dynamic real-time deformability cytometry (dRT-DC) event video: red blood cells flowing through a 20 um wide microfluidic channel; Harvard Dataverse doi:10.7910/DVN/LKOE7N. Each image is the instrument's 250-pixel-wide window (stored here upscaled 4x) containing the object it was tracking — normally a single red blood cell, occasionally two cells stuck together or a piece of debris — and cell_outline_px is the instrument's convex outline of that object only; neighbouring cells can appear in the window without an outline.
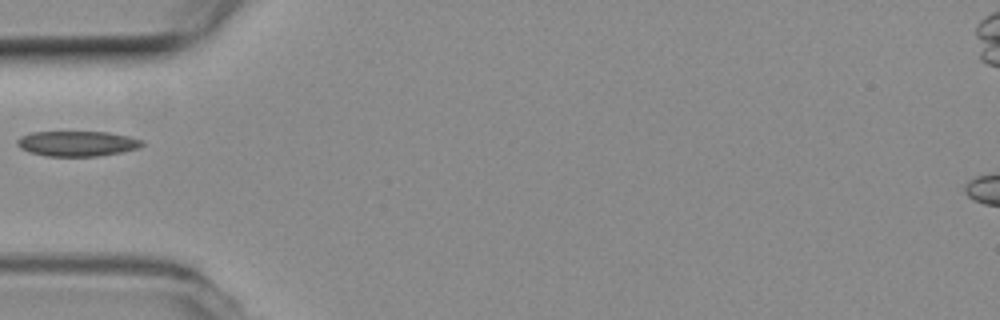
{"species": "common noctule bat (a hibernating species)", "species_latin": "Nyctalus noctula", "temperature_condition": "room temperature", "stored_images_in_passage": 37, "camera_frame_rate_fps": 3000, "um_per_image_px": 0.085, "animal": {"sex": "female", "body_mass_g": 19.3, "forearm_length_mm": 54.1}, "frame": {"image": 1, "passage_image": 1, "time_ms": 0.0, "image_size_px": [1000, 320], "cell_outline_px": [[144, 144], [136, 148], [120, 152], [96, 156], [44, 156], [28, 152], [20, 148], [16, 144], [16, 140], [20, 136], [32, 132], [108, 132], [128, 136], [144, 140]], "centroid_in_image_um": [6.51, 12.2], "position_along_channel_um": 78.5, "area_um2": 18.38}}
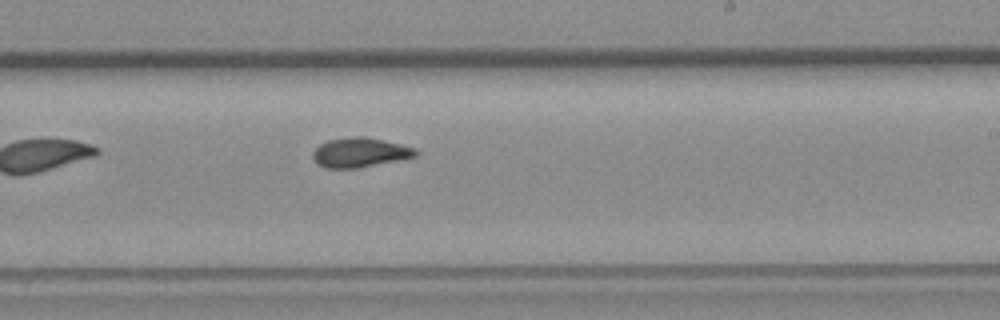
{"frame": {"image": 2, "passage_image": 15, "time_ms": 4.667, "image_size_px": [1000, 320], "cell_outline_px": [[420, 152], [416, 156], [400, 160], [356, 168], [324, 168], [316, 164], [312, 156], [312, 152], [320, 144], [328, 140], [356, 136], [364, 136], [384, 140], [416, 148]], "centroid_in_image_um": [30.59, 12.96], "position_along_channel_um": 258.4, "area_um2": 17.8}}
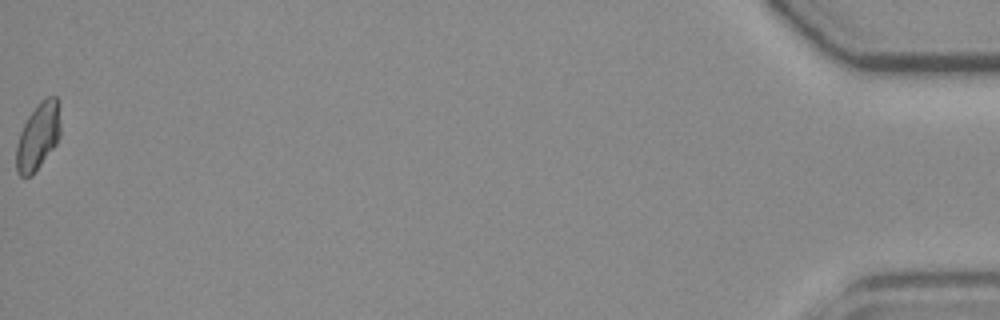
{"frame": {"image": 3, "passage_image": 37, "time_ms": 12.0, "image_size_px": [1000, 320], "cell_outline_px": [[60, 136], [56, 144], [32, 176], [20, 176], [16, 172], [16, 144], [20, 132], [28, 116], [40, 100], [48, 96], [56, 96], [60, 124]], "centroid_in_image_um": [3.21, 11.61], "position_along_channel_um": 432.0, "area_um2": 17.17}}